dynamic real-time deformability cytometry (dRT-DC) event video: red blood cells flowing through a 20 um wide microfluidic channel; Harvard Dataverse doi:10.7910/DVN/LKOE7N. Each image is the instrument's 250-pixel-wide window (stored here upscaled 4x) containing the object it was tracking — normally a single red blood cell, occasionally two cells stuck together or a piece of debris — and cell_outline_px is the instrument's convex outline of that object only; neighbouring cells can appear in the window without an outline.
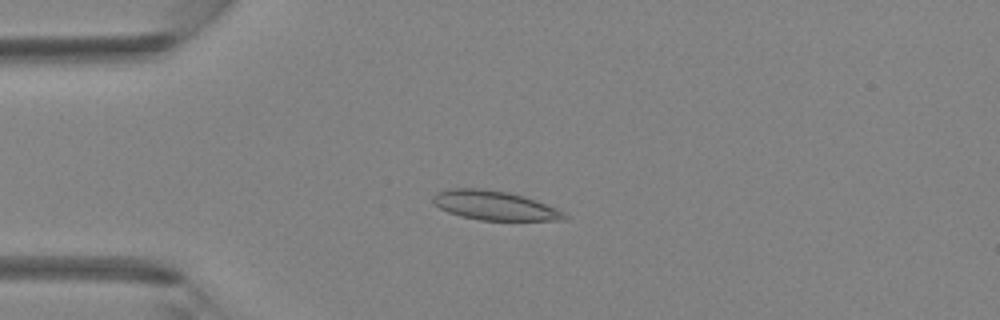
{"species": "Egyptian fruit bat (a non-hibernating species)", "species_latin": "Rousettus aegyptiacus", "temperature_condition": "room temperature", "stored_images_in_passage": 44, "camera_frame_rate_fps": 3000, "um_per_image_px": 0.085, "animal": {"sex": "female"}, "frame": {"image": 1, "passage_image": 11, "time_ms": 3.333, "image_size_px": [1000, 320], "cell_outline_px": [[568, 216], [564, 220], [480, 220], [460, 216], [448, 212], [440, 208], [432, 200], [432, 196], [436, 192], [452, 188], [480, 188], [508, 192], [524, 196], [536, 200], [556, 208], [564, 212]], "centroid_in_image_um": [42.03, 17.46], "position_along_channel_um": 43.0, "area_um2": 22.37}}
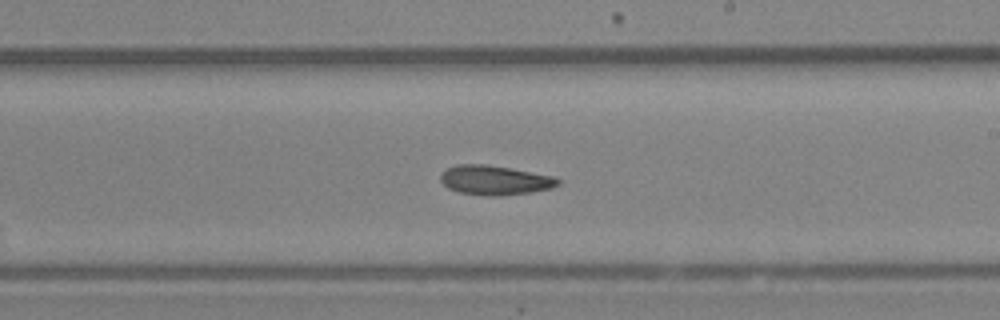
{"frame": {"image": 2, "passage_image": 26, "time_ms": 8.333, "image_size_px": [1000, 320], "cell_outline_px": [[560, 184], [552, 188], [528, 192], [500, 196], [484, 196], [460, 192], [448, 188], [440, 180], [440, 172], [456, 164], [484, 164], [508, 168], [552, 176], [560, 180]], "centroid_in_image_um": [42.01, 15.32], "position_along_channel_um": 247.0, "area_um2": 20.0}}
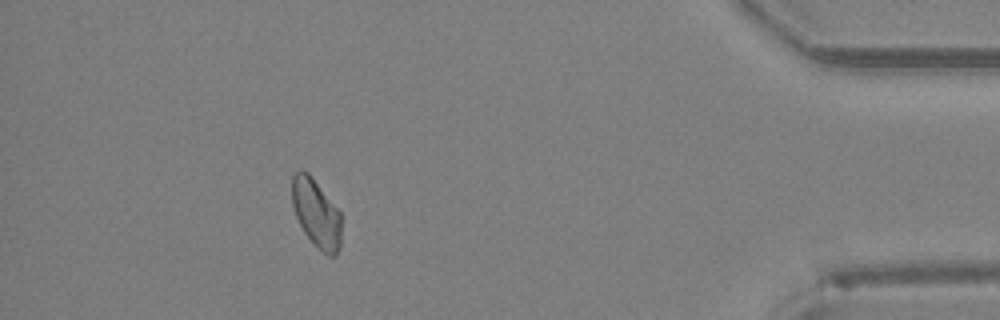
{"frame": {"image": 3, "passage_image": 40, "time_ms": 13.0, "image_size_px": [1000, 320], "cell_outline_px": [[340, 248], [336, 256], [328, 256], [304, 232], [296, 216], [292, 204], [292, 176], [300, 168], [308, 172], [312, 176], [340, 212]], "centroid_in_image_um": [26.87, 18.09], "position_along_channel_um": 408.3, "area_um2": 19.36}}